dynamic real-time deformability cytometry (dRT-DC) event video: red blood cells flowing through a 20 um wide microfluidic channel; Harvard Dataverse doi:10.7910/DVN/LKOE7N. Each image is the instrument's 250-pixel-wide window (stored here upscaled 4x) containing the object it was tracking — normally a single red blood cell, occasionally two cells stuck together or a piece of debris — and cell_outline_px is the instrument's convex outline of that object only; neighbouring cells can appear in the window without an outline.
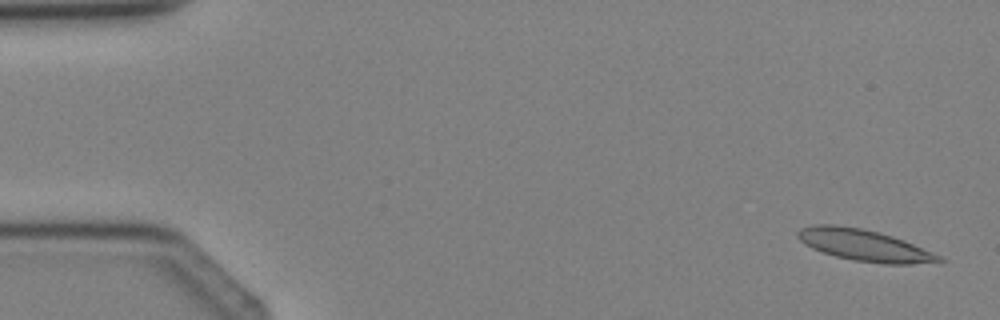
{"species": "Egyptian fruit bat (a non-hibernating species)", "species_latin": "Rousettus aegyptiacus", "temperature_condition": "cold", "stored_images_in_passage": 4, "camera_frame_rate_fps": 3000, "um_per_image_px": 0.085, "animal": {"sex": "female"}, "frame": {"image": 1, "passage_image": 1, "time_ms": 0.0, "image_size_px": [1000, 320], "cell_outline_px": [[948, 260], [940, 264], [884, 264], [852, 260], [836, 256], [812, 248], [804, 244], [796, 236], [796, 232], [800, 228], [816, 224], [832, 224], [860, 228], [880, 232], [904, 240], [932, 252]], "centroid_in_image_um": [73.52, 20.86], "position_along_channel_um": 11.5, "area_um2": 26.24}}
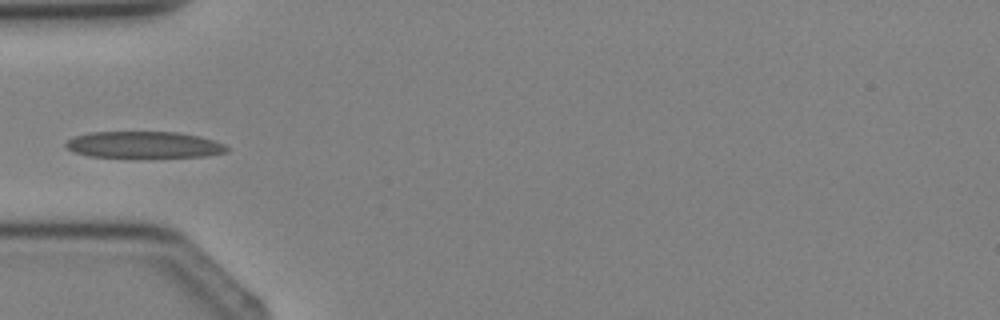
{"frame": {"image": 2, "passage_image": 4, "time_ms": 3.667, "image_size_px": [1000, 320], "cell_outline_px": [[228, 152], [204, 156], [132, 160], [88, 156], [72, 152], [64, 144], [68, 140], [76, 136], [92, 132], [180, 132], [200, 136], [224, 144], [228, 148]], "centroid_in_image_um": [12.22, 12.36], "position_along_channel_um": 72.8, "area_um2": 26.13}}